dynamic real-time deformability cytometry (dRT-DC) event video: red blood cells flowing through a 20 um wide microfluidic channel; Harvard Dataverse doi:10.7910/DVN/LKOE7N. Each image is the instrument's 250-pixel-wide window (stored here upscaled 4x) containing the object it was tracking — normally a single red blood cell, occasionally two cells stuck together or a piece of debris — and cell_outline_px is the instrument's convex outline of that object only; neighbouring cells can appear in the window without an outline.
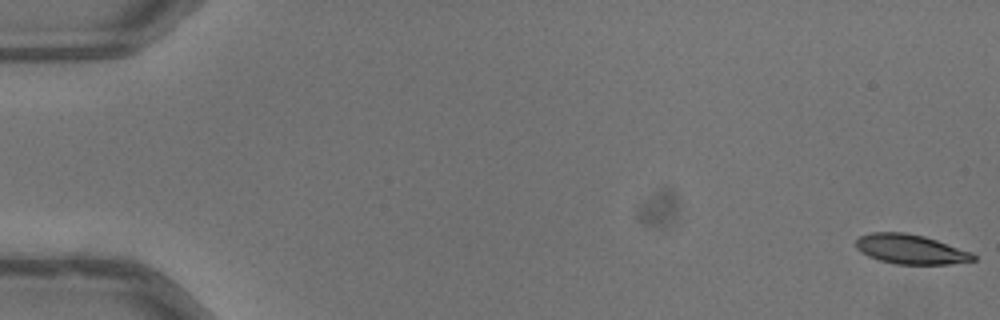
{"species": "common noctule bat (a hibernating species)", "species_latin": "Nyctalus noctula", "temperature_condition": "warm", "stored_images_in_passage": 53, "camera_frame_rate_fps": 3000, "um_per_image_px": 0.085, "animal": {"sex": "male", "body_mass_g": 13.3}, "frame": {"image": 1, "passage_image": 1, "time_ms": 0.0, "image_size_px": [1000, 320], "cell_outline_px": [[976, 260], [948, 264], [896, 264], [880, 260], [868, 256], [860, 252], [856, 248], [856, 240], [860, 236], [872, 232], [904, 232], [924, 236], [972, 252], [976, 256]], "centroid_in_image_um": [77.39, 21.18], "position_along_channel_um": 7.6, "area_um2": 20.17}}
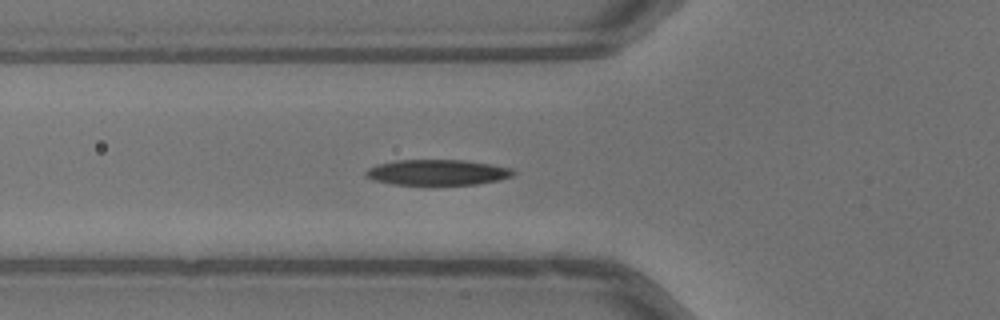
{"frame": {"image": 2, "passage_image": 20, "time_ms": 6.333, "image_size_px": [1000, 320], "cell_outline_px": [[516, 172], [512, 176], [500, 180], [476, 184], [432, 188], [424, 188], [392, 184], [372, 180], [364, 176], [364, 172], [368, 168], [376, 164], [396, 160], [464, 160], [512, 168]], "centroid_in_image_um": [37.11, 14.71], "position_along_channel_um": 88.7, "area_um2": 23.29}}
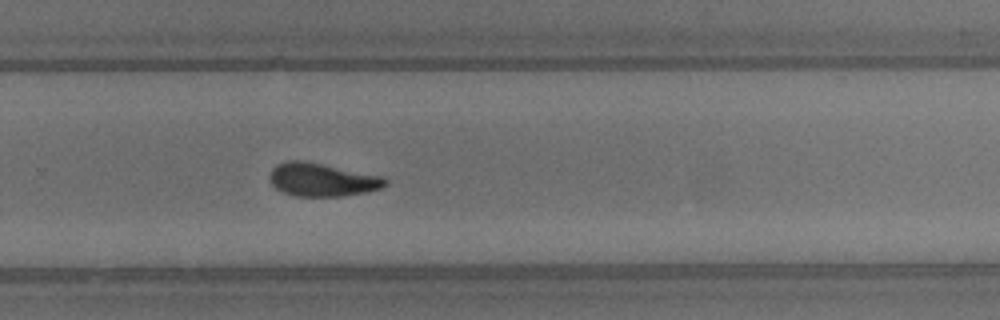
{"frame": {"image": 3, "passage_image": 36, "time_ms": 11.667, "image_size_px": [1000, 320], "cell_outline_px": [[388, 184], [380, 188], [368, 192], [340, 196], [296, 196], [284, 192], [276, 188], [272, 184], [268, 176], [272, 168], [276, 164], [288, 160], [300, 160], [384, 176], [388, 180]], "centroid_in_image_um": [27.38, 15.27], "position_along_channel_um": 302.4, "area_um2": 22.37}, "authors_computed_cell_mechanics": {"area_um2": 21.7906, "velocity_mm_per_s": 4.0079, "shape_relaxation_time_tau1_ms": 5.4182, "shape_relaxation_time_tau2_ms": 3.2895, "deformation_change_tau1": 0.1806, "deformation_change_tau2": 0.0966}}